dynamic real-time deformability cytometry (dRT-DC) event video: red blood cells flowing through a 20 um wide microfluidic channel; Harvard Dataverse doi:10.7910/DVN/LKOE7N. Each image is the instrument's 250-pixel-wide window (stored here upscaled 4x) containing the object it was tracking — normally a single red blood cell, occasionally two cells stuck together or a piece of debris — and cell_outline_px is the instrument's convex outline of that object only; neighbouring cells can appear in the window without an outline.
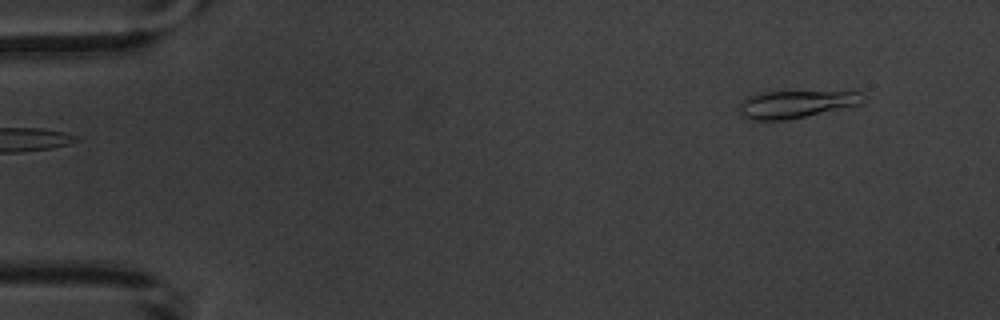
{"species": "common noctule bat (a hibernating species)", "species_latin": "Nyctalus noctula", "temperature_condition": "warm", "stored_images_in_passage": 4, "camera_frame_rate_fps": 3000, "um_per_image_px": 0.085, "animal": {"sex": "male", "body_mass_g": 20.1, "forearm_length_mm": 53.5}, "frame": {"image": 1, "passage_image": 1, "time_ms": 0.0, "image_size_px": [1000, 320], "cell_outline_px": [[868, 96], [860, 104], [788, 120], [752, 120], [744, 116], [740, 112], [740, 104], [748, 96], [764, 92], [856, 88], [860, 88]], "centroid_in_image_um": [67.89, 8.77], "position_along_channel_um": 17.1, "area_um2": 21.04}}